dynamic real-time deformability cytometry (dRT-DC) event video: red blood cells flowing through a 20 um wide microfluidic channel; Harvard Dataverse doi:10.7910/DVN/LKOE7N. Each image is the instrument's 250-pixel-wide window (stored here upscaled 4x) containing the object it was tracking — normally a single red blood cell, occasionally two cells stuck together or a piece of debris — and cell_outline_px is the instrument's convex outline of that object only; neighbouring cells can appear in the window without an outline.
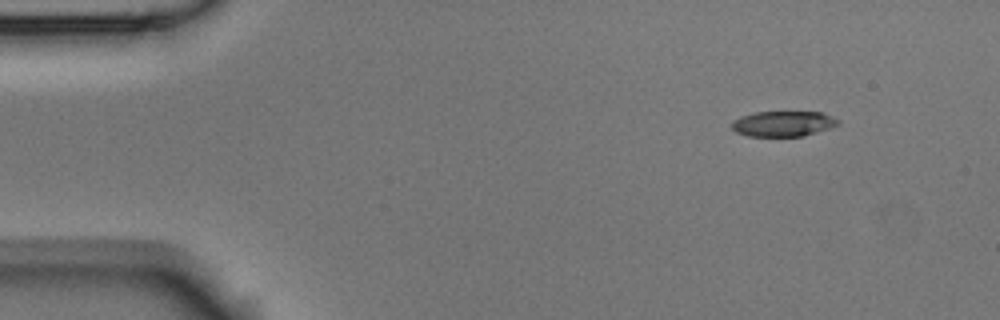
{"species": "Egyptian fruit bat (a non-hibernating species)", "species_latin": "Rousettus aegyptiacus", "temperature_condition": "room temperature", "stored_images_in_passage": 3, "camera_frame_rate_fps": 3000, "um_per_image_px": 0.085, "animal": {"sex": "male"}, "frame": {"image": 1, "passage_image": 1, "time_ms": 0.0, "image_size_px": [1000, 320], "cell_outline_px": [[840, 124], [832, 128], [804, 136], [748, 136], [736, 132], [732, 128], [732, 120], [740, 116], [756, 112], [824, 112], [840, 120]], "centroid_in_image_um": [66.61, 10.51], "position_along_channel_um": 18.4, "area_um2": 15.95}}
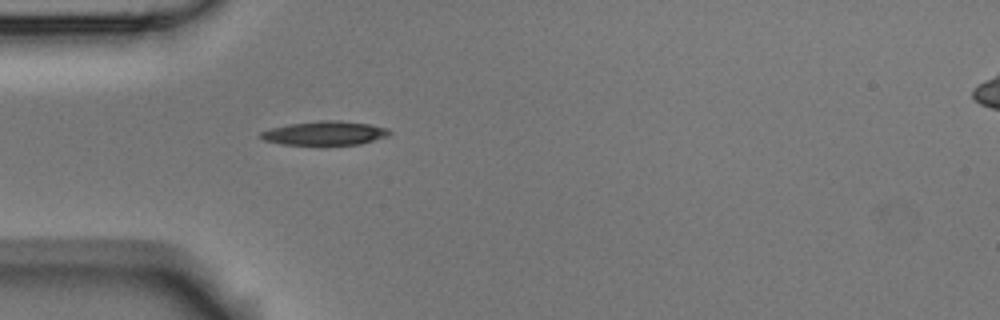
{"frame": {"image": 2, "passage_image": 3, "time_ms": 0.667, "image_size_px": [1000, 320], "cell_outline_px": [[392, 132], [388, 136], [360, 144], [324, 148], [284, 144], [264, 140], [260, 136], [260, 132], [272, 128], [288, 124], [324, 120], [328, 120], [368, 124], [388, 128]], "centroid_in_image_um": [27.62, 11.38], "position_along_channel_um": 57.4, "area_um2": 18.61}}